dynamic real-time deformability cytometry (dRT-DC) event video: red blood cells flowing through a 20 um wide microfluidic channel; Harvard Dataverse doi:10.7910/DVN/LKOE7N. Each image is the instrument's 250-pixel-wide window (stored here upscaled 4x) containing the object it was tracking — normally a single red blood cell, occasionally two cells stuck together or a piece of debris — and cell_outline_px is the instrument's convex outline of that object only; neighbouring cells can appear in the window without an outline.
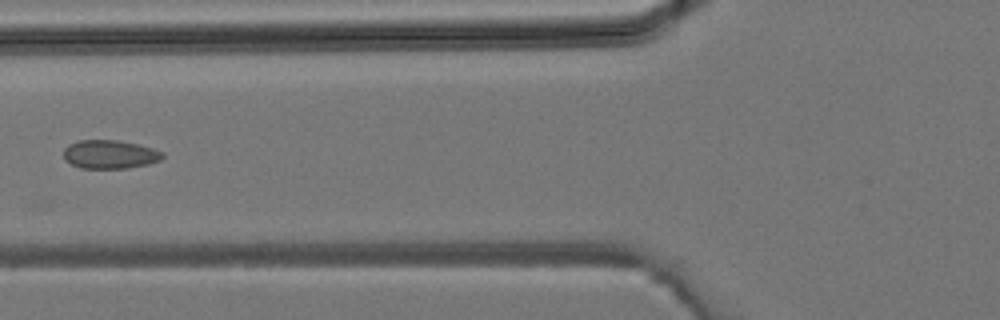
{"species": "common noctule bat (a hibernating species)", "species_latin": "Nyctalus noctula", "temperature_condition": "room temperature", "stored_images_in_passage": 4, "camera_frame_rate_fps": 3000, "um_per_image_px": 0.085, "animal": {"sex": "male", "body_mass_g": 19.2, "forearm_length_mm": 51.8}, "frame": {"image": 1, "passage_image": 4, "time_ms": 1.0, "image_size_px": [1000, 320], "cell_outline_px": [[164, 156], [160, 160], [148, 164], [128, 168], [80, 168], [64, 160], [64, 148], [68, 144], [80, 140], [116, 140], [136, 144], [152, 148], [164, 152]], "centroid_in_image_um": [9.32, 13.12], "position_along_channel_um": 116.5, "area_um2": 16.47}}